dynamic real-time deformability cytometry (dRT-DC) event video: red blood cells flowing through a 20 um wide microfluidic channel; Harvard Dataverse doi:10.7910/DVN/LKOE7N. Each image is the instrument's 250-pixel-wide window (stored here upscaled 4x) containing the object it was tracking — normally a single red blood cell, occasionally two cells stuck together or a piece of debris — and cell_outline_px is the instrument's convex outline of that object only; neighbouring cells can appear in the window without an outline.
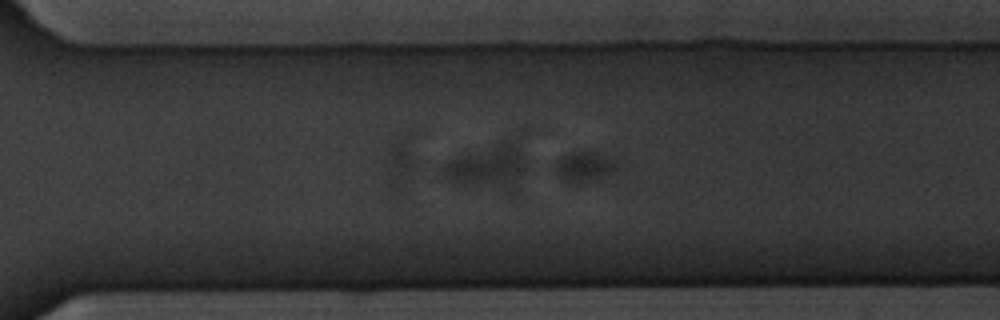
{"species": "common noctule bat (a hibernating species)", "species_latin": "Nyctalus noctula", "temperature_condition": "warm", "stored_images_in_passage": 50, "segment_of_instrument_passage": [1, 2], "camera_frame_rate_fps": 3000, "um_per_image_px": 0.085, "animal": {"sex": "male", "body_mass_g": 20.1, "forearm_length_mm": 53.5}, "frame": {"image": 1, "passage_image": 35, "time_ms": 11.333, "image_size_px": [1000, 320], "cell_outline_px": [[616, 172], [596, 180], [580, 184], [568, 184], [556, 172], [556, 160], [572, 152], [604, 152], [616, 160]], "centroid_in_image_um": [49.73, 14.19], "position_along_channel_um": 320.9, "area_um2": 11.16}}